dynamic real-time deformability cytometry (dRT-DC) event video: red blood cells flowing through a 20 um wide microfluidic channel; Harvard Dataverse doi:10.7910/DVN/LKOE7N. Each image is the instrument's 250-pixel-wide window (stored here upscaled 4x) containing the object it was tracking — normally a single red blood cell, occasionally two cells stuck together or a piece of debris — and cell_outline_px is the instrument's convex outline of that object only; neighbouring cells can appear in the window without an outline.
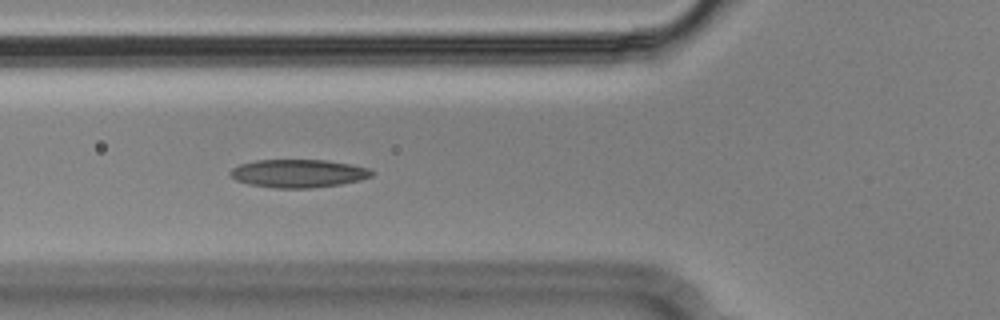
{"species": "Egyptian fruit bat (a non-hibernating species)", "species_latin": "Rousettus aegyptiacus", "temperature_condition": "cold", "stored_images_in_passage": 45, "camera_frame_rate_fps": 3000, "um_per_image_px": 0.085, "animal": {"sex": "male"}, "frame": {"image": 1, "passage_image": 14, "time_ms": 4.333, "image_size_px": [1000, 320], "cell_outline_px": [[376, 172], [372, 176], [360, 180], [340, 184], [312, 188], [272, 188], [248, 184], [236, 180], [228, 172], [232, 168], [240, 164], [256, 160], [324, 160], [348, 164], [368, 168]], "centroid_in_image_um": [25.34, 14.74], "position_along_channel_um": 100.5, "area_um2": 23.18}}
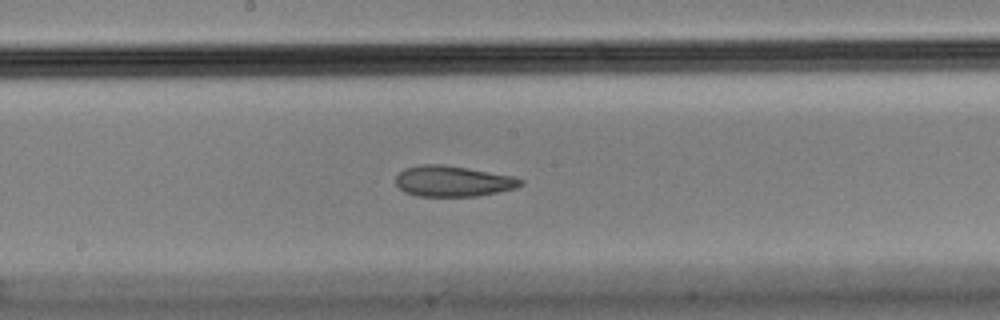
{"frame": {"image": 2, "passage_image": 23, "time_ms": 7.333, "image_size_px": [1000, 320], "cell_outline_px": [[524, 184], [516, 188], [476, 196], [416, 196], [404, 192], [396, 184], [396, 176], [404, 168], [420, 164], [440, 164], [468, 168], [512, 176], [524, 180]], "centroid_in_image_um": [38.48, 15.4], "position_along_channel_um": 209.7, "area_um2": 22.37}}
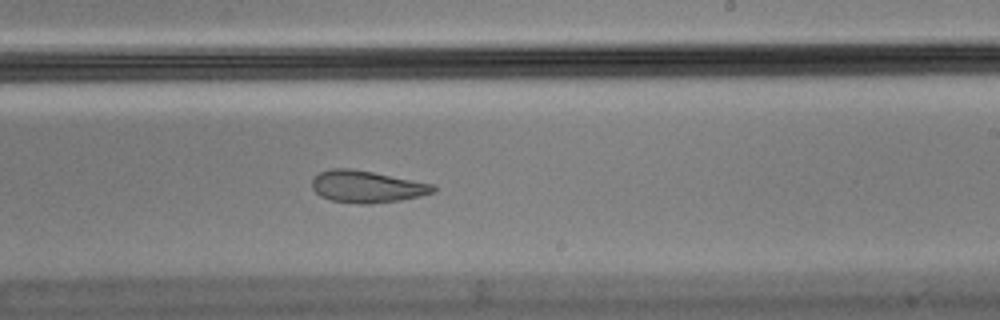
{"frame": {"image": 3, "passage_image": 27, "time_ms": 8.667, "image_size_px": [1000, 320], "cell_outline_px": [[436, 188], [432, 192], [420, 196], [400, 200], [368, 204], [360, 204], [332, 200], [320, 196], [312, 188], [312, 180], [320, 172], [332, 168], [348, 168], [372, 172], [432, 184]], "centroid_in_image_um": [31.14, 15.87], "position_along_channel_um": 257.9, "area_um2": 22.2}, "authors_computed_cell_mechanics": {"area_um2": 23.1778, "velocity_mm_per_s": 3.6227, "shape_relaxation_time_tau1_ms": null, "shape_relaxation_time_tau2_ms": 3.6723, "deformation_change_tau1": null, "deformation_change_tau2": 0.0995}}